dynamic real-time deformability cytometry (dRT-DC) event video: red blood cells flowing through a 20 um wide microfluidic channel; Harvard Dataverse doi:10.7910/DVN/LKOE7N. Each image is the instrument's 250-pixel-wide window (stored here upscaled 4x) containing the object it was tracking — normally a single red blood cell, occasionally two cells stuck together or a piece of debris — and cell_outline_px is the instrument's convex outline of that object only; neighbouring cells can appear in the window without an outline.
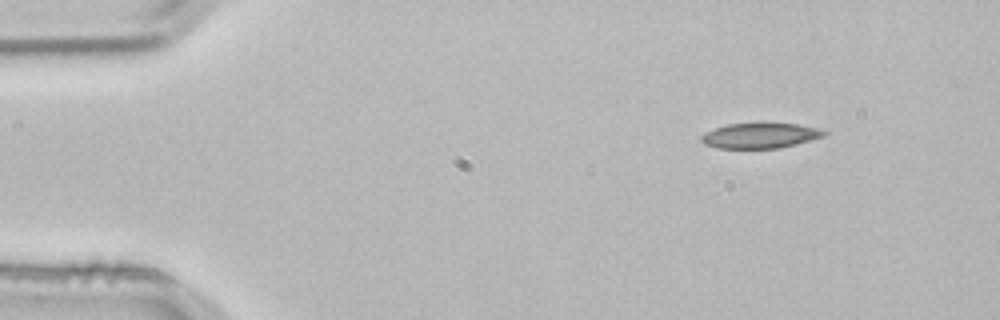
{"species": "common noctule bat (a hibernating species)", "species_latin": "Nyctalus noctula", "temperature_condition": "room temperature", "stored_images_in_passage": 4, "camera_frame_rate_fps": 3000, "um_per_image_px": 0.085, "animal": {"sex": "male", "body_mass_g": 21.5, "forearm_length_mm": 52.0}, "frame": {"image": 1, "passage_image": 1, "time_ms": 0.0, "image_size_px": [1000, 320], "cell_outline_px": [[828, 132], [824, 136], [796, 144], [780, 148], [720, 148], [704, 144], [700, 140], [700, 136], [716, 128], [728, 124], [796, 124], [820, 128]], "centroid_in_image_um": [64.64, 11.54], "position_along_channel_um": 20.4, "area_um2": 17.74}}
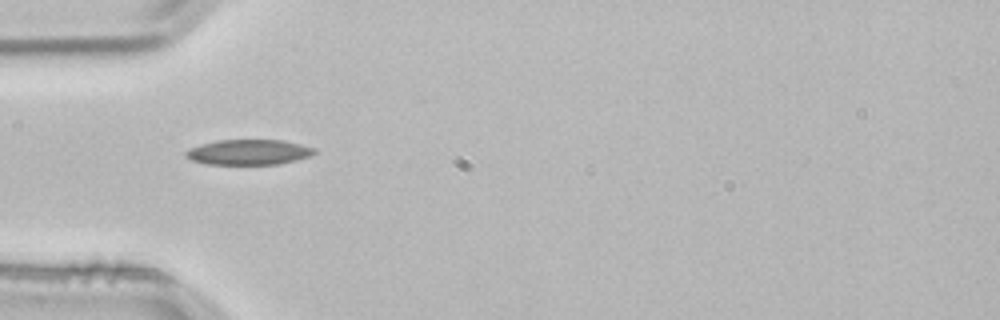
{"frame": {"image": 2, "passage_image": 3, "time_ms": 0.667, "image_size_px": [1000, 320], "cell_outline_px": [[316, 152], [308, 156], [296, 160], [280, 164], [208, 164], [192, 160], [184, 156], [184, 152], [188, 148], [200, 144], [216, 140], [284, 140], [316, 148]], "centroid_in_image_um": [21.11, 12.92], "position_along_channel_um": 63.9, "area_um2": 19.02}}